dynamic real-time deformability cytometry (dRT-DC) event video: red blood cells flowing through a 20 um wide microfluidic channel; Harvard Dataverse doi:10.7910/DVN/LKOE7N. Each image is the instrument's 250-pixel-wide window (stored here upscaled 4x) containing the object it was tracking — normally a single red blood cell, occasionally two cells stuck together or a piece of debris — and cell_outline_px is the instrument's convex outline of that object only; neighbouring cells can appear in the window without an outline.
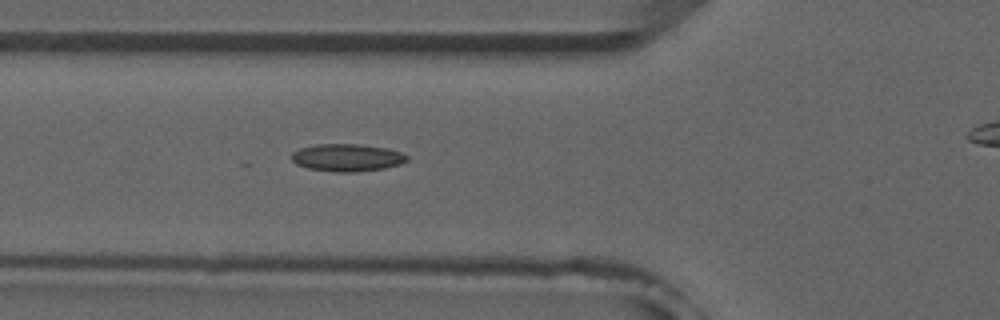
{"species": "common noctule bat (a hibernating species)", "species_latin": "Nyctalus noctula", "temperature_condition": "room temperature", "stored_images_in_passage": 6, "segment_of_instrument_passage": [1, 2], "camera_frame_rate_fps": 3000, "um_per_image_px": 0.085, "animal": {"sex": "male", "forearm_length_mm": 52.5}, "frame": {"image": 1, "passage_image": 5, "time_ms": 5.333, "image_size_px": [1000, 320], "cell_outline_px": [[408, 160], [400, 164], [384, 168], [356, 172], [336, 172], [308, 168], [296, 164], [292, 160], [292, 152], [300, 148], [316, 144], [356, 144], [388, 148], [400, 152], [408, 156]], "centroid_in_image_um": [29.5, 13.39], "position_along_channel_um": 96.3, "area_um2": 18.44}}